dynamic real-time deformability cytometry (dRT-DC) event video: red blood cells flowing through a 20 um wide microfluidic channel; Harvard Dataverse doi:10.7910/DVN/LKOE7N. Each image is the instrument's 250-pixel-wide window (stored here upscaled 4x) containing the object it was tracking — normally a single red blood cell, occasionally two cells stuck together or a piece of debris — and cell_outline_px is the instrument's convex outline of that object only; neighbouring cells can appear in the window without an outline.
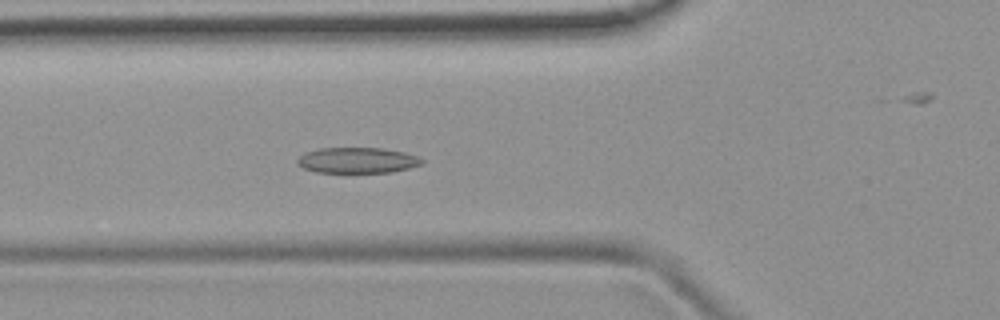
{"species": "common noctule bat (a hibernating species)", "species_latin": "Nyctalus noctula", "temperature_condition": "room temperature", "stored_images_in_passage": 52, "camera_frame_rate_fps": 3000, "um_per_image_px": 0.085, "animal": {"sex": "female", "body_mass_g": 19.9}, "frame": {"image": 1, "passage_image": 18, "time_ms": 5.667, "image_size_px": [1000, 320], "cell_outline_px": [[424, 164], [392, 172], [316, 172], [304, 168], [296, 160], [304, 152], [320, 148], [384, 148], [404, 152], [420, 156], [424, 160]], "centroid_in_image_um": [30.43, 13.61], "position_along_channel_um": 95.4, "area_um2": 18.67}}
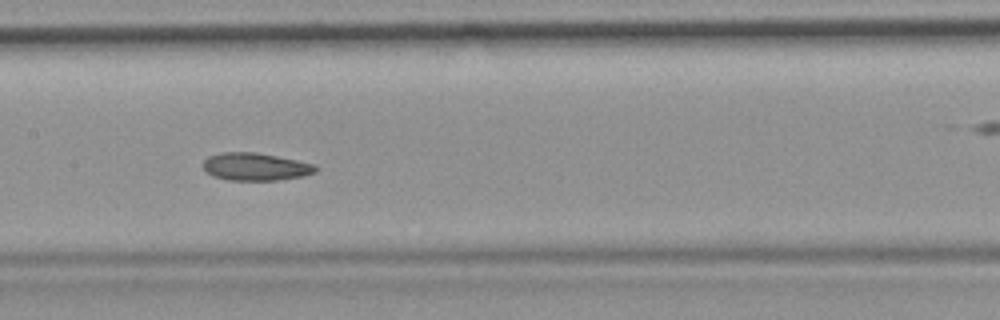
{"frame": {"image": 2, "passage_image": 25, "time_ms": 8.0, "image_size_px": [1000, 320], "cell_outline_px": [[320, 168], [316, 172], [304, 176], [276, 180], [228, 180], [212, 176], [204, 168], [204, 160], [208, 156], [220, 152], [256, 152], [316, 164]], "centroid_in_image_um": [21.75, 14.17], "position_along_channel_um": 185.7, "area_um2": 18.21}}
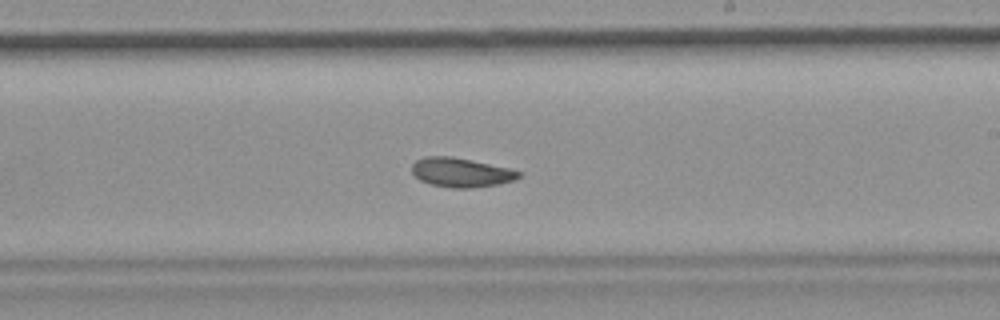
{"frame": {"image": 3, "passage_image": 30, "time_ms": 9.667, "image_size_px": [1000, 320], "cell_outline_px": [[524, 176], [516, 180], [500, 184], [472, 188], [452, 188], [432, 184], [420, 180], [412, 172], [412, 164], [416, 160], [424, 156], [452, 156], [508, 168], [524, 172]], "centroid_in_image_um": [39.25, 14.66], "position_along_channel_um": 249.8, "area_um2": 18.38}, "authors_computed_cell_mechanics": {"area_um2": 18.8139, "velocity_mm_per_s": 3.8655, "shape_relaxation_time_tau1_ms": 10.0742, "shape_relaxation_time_tau2_ms": 2.7464, "deformation_change_tau1": 0.158, "deformation_change_tau2": 0.0724}}